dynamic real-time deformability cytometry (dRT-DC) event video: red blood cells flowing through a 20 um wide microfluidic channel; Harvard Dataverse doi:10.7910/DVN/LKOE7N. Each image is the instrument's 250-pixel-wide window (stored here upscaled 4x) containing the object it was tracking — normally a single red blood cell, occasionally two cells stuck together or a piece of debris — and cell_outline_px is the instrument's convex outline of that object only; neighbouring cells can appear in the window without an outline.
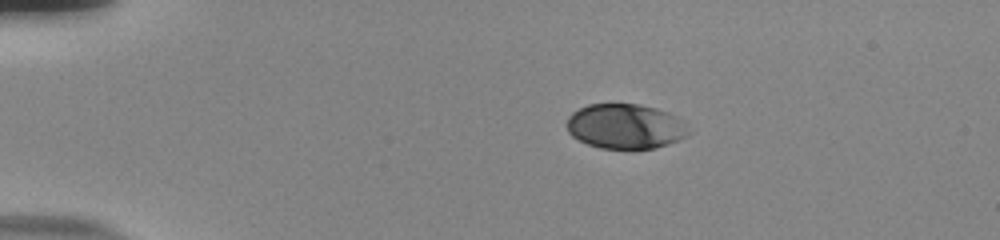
{"species": "human", "species_latin": "Homo sapiens", "temperature_condition": "room temperature", "stored_images_in_passage": 45, "camera_frame_rate_fps": 3000, "um_per_image_px": 0.085, "donor": {"sex": "male"}, "frame": {"image": 1, "passage_image": 1, "time_ms": 0.0, "image_size_px": [1000, 240], "cell_outline_px": [[692, 132], [688, 136], [668, 144], [656, 148], [632, 152], [600, 148], [588, 144], [572, 136], [568, 132], [568, 116], [572, 112], [588, 104], [640, 104], [656, 108], [668, 112], [676, 116]], "centroid_in_image_um": [53.18, 10.78], "position_along_channel_um": 31.8, "area_um2": 32.6}}
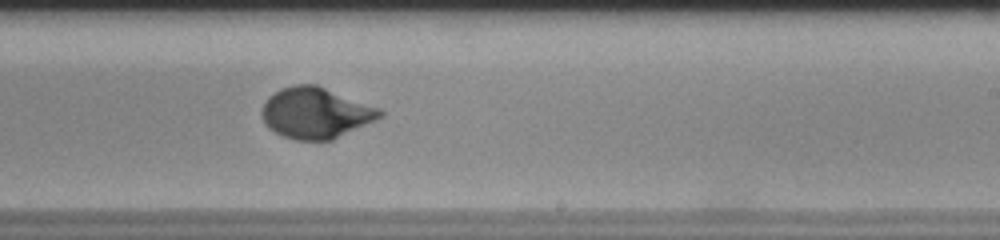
{"frame": {"image": 2, "passage_image": 25, "time_ms": 8.0, "image_size_px": [1000, 240], "cell_outline_px": [[384, 116], [376, 120], [332, 140], [296, 140], [284, 136], [268, 128], [264, 124], [260, 112], [268, 96], [280, 88], [292, 84], [316, 84], [380, 108], [384, 112]], "centroid_in_image_um": [26.82, 9.59], "position_along_channel_um": 262.2, "area_um2": 35.26}}
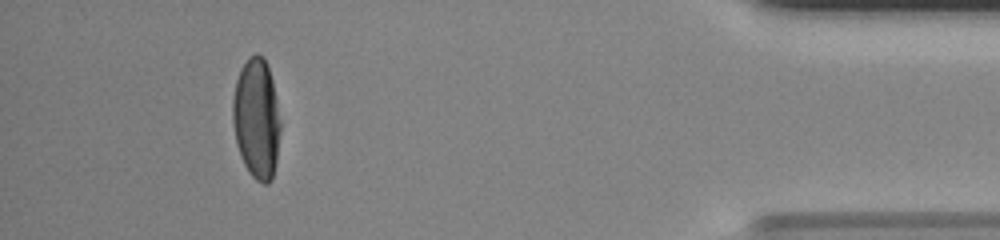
{"frame": {"image": 3, "passage_image": 41, "time_ms": 13.333, "image_size_px": [1000, 240], "cell_outline_px": [[280, 128], [276, 164], [272, 180], [268, 184], [264, 184], [256, 180], [248, 172], [240, 156], [236, 144], [232, 120], [232, 100], [236, 80], [240, 68], [256, 52], [264, 56], [268, 64], [272, 80], [280, 120]], "centroid_in_image_um": [21.79, 10.1], "position_along_channel_um": 413.4, "area_um2": 33.7}, "authors_computed_cell_mechanics": {"area_um2": 33.7552, "velocity_mm_per_s": 3.776, "shape_relaxation_time_tau1_ms": 3.5693, "shape_relaxation_time_tau2_ms": null, "deformation_change_tau1": 0.1702, "deformation_change_tau2": null}}